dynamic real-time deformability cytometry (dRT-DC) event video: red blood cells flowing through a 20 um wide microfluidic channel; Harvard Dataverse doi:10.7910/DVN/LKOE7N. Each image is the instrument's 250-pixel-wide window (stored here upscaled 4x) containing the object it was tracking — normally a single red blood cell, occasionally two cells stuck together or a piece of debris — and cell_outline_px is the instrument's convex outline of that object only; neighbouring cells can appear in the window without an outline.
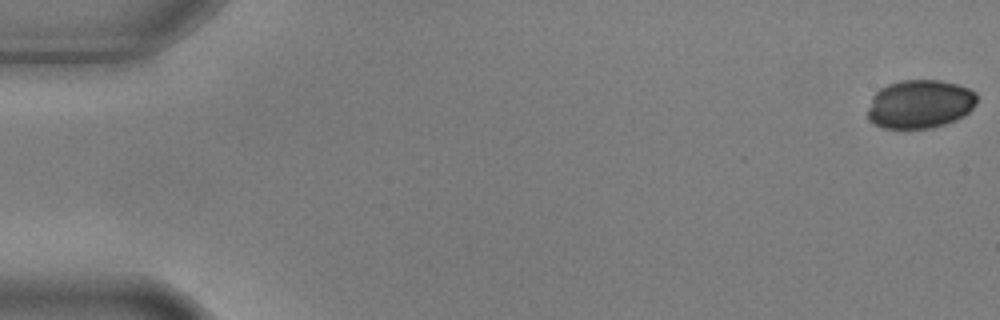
{"species": "common noctule bat (a hibernating species)", "species_latin": "Nyctalus noctula", "temperature_condition": "warm", "stored_images_in_passage": 6, "segment_of_instrument_passage": [1, 2], "camera_frame_rate_fps": 3000, "um_per_image_px": 0.085, "animal": {"sex": "male", "body_mass_g": 17.9, "forearm_length_mm": 54.2}, "frame": {"image": 1, "passage_image": 1, "time_ms": 0.0, "image_size_px": [1000, 320], "cell_outline_px": [[976, 104], [964, 116], [956, 120], [932, 128], [884, 128], [872, 124], [868, 120], [868, 108], [872, 96], [880, 88], [888, 84], [900, 80], [940, 80], [956, 84], [968, 88], [976, 92]], "centroid_in_image_um": [78.17, 8.85], "position_along_channel_um": 6.8, "area_um2": 31.1}}
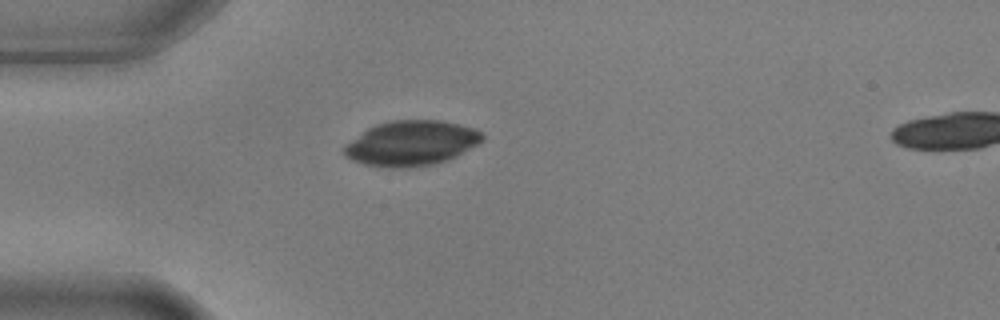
{"frame": {"image": 2, "passage_image": 5, "time_ms": 1.333, "image_size_px": [1000, 320], "cell_outline_px": [[484, 140], [456, 156], [448, 160], [432, 164], [412, 168], [388, 168], [364, 164], [352, 160], [344, 156], [344, 144], [368, 128], [376, 124], [392, 120], [440, 120], [460, 124], [472, 128], [480, 132], [484, 136]], "centroid_in_image_um": [34.93, 12.18], "position_along_channel_um": 50.1, "area_um2": 36.36}}